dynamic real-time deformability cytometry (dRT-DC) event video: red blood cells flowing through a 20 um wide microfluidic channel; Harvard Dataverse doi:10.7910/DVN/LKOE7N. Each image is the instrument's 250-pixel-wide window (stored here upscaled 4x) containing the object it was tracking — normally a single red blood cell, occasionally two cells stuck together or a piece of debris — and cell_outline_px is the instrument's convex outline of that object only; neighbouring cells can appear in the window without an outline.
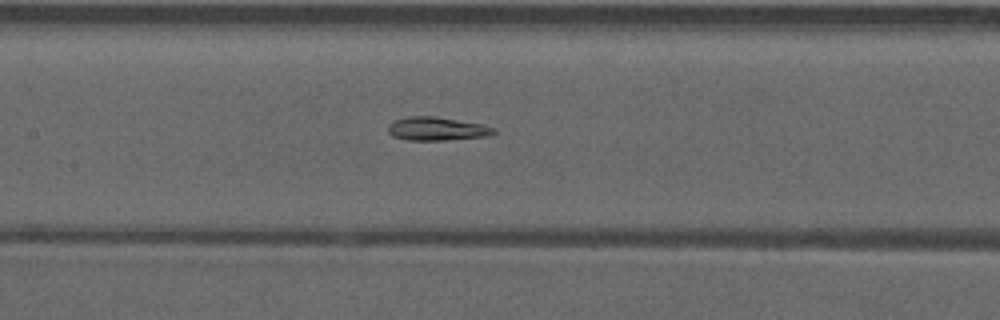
{"species": "common noctule bat (a hibernating species)", "species_latin": "Nyctalus noctula", "temperature_condition": "warm", "stored_images_in_passage": 36, "camera_frame_rate_fps": 3000, "um_per_image_px": 0.085, "animal": {"sex": "male", "forearm_length_mm": 52.5}, "frame": {"image": 1, "passage_image": 25, "time_ms": 8.0, "image_size_px": [1000, 320], "cell_outline_px": [[496, 132], [488, 136], [444, 140], [408, 140], [392, 136], [388, 132], [388, 124], [396, 120], [412, 116], [432, 116], [484, 124], [496, 128]], "centroid_in_image_um": [37.16, 10.95], "position_along_channel_um": 170.2, "area_um2": 14.39}}
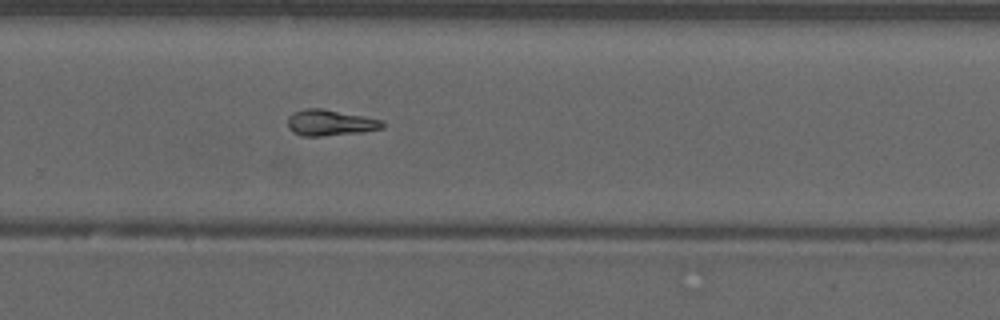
{"frame": {"image": 2, "passage_image": 35, "time_ms": 11.333, "image_size_px": [1000, 320], "cell_outline_px": [[384, 128], [364, 132], [320, 136], [304, 136], [292, 132], [288, 128], [288, 116], [292, 112], [304, 108], [324, 108], [384, 120]], "centroid_in_image_um": [28.06, 10.42], "position_along_channel_um": 301.7, "area_um2": 14.62}}